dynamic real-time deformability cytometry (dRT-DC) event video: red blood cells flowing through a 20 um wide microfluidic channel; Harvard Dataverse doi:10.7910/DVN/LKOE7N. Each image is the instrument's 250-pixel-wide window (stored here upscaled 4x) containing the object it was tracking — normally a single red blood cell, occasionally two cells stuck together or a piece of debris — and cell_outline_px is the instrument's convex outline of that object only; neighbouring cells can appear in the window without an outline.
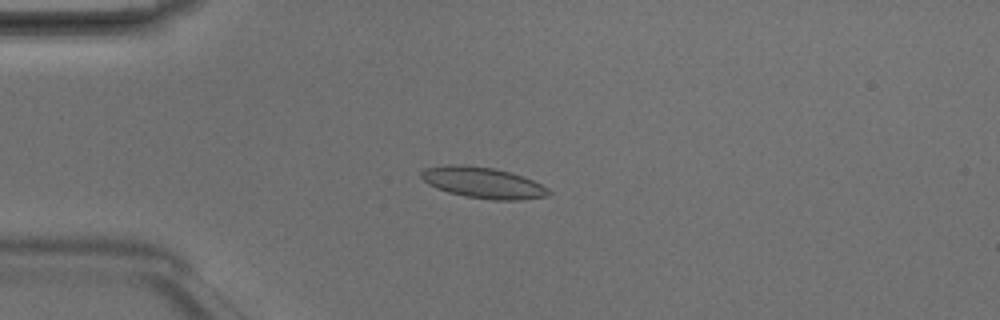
{"species": "Egyptian fruit bat (a non-hibernating species)", "species_latin": "Rousettus aegyptiacus", "temperature_condition": "room temperature", "stored_images_in_passage": 6, "camera_frame_rate_fps": 3000, "um_per_image_px": 0.085, "animal": {"sex": "male"}, "frame": {"image": 1, "passage_image": 4, "time_ms": 1.0, "image_size_px": [1000, 320], "cell_outline_px": [[552, 192], [548, 196], [520, 200], [492, 200], [464, 196], [448, 192], [436, 188], [428, 184], [420, 176], [420, 172], [424, 168], [448, 164], [464, 164], [492, 168], [512, 172], [532, 180], [548, 188]], "centroid_in_image_um": [41.04, 15.52], "position_along_channel_um": 44.0, "area_um2": 23.24}}